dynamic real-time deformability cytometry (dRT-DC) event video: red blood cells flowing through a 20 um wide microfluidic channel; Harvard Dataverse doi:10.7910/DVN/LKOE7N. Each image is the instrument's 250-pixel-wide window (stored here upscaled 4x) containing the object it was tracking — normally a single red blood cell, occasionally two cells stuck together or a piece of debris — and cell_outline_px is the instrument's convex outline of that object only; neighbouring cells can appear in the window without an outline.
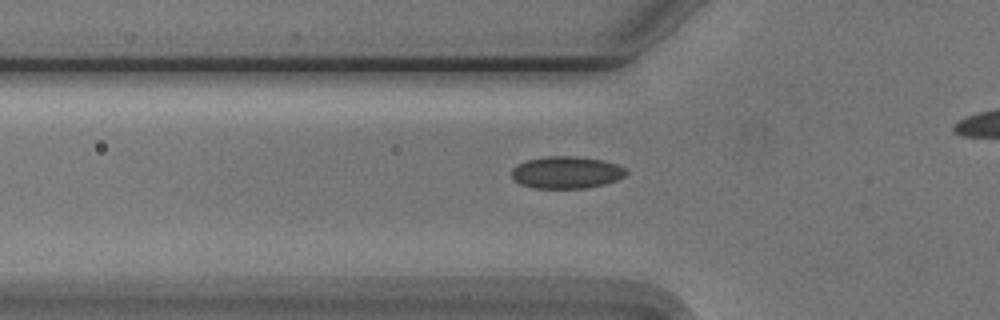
{"species": "Egyptian fruit bat (a non-hibernating species)", "species_latin": "Rousettus aegyptiacus", "temperature_condition": "cold", "stored_images_in_passage": 45, "camera_frame_rate_fps": 3000, "um_per_image_px": 0.085, "animal": {"sex": "male"}, "frame": {"image": 1, "passage_image": 18, "time_ms": 5.667, "image_size_px": [1000, 320], "cell_outline_px": [[628, 172], [624, 176], [616, 180], [604, 184], [584, 188], [532, 188], [520, 184], [512, 176], [512, 168], [516, 164], [528, 160], [544, 156], [576, 156], [600, 160], [616, 164], [624, 168]], "centroid_in_image_um": [48.12, 14.65], "position_along_channel_um": 77.7, "area_um2": 21.33}}
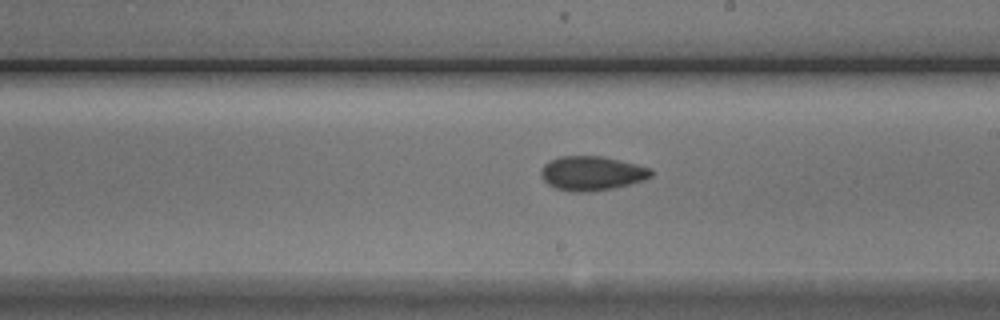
{"frame": {"image": 2, "passage_image": 31, "time_ms": 10.0, "image_size_px": [1000, 320], "cell_outline_px": [[652, 176], [644, 180], [612, 188], [592, 192], [572, 192], [556, 188], [548, 184], [544, 180], [540, 172], [544, 164], [560, 156], [604, 156], [652, 168]], "centroid_in_image_um": [50.32, 14.73], "position_along_channel_um": 238.7, "area_um2": 21.96}}
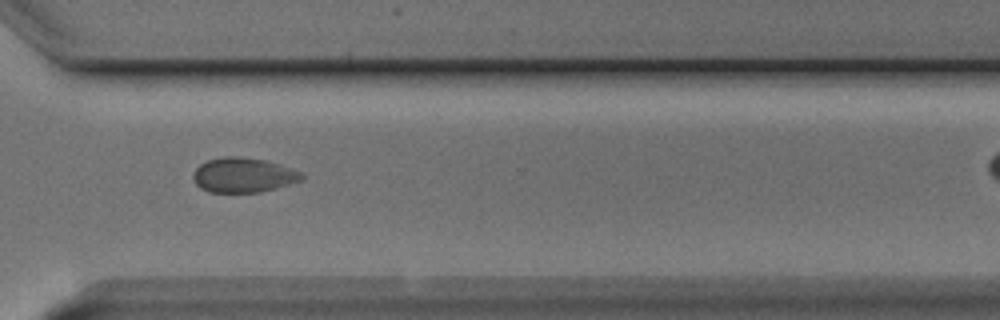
{"frame": {"image": 3, "passage_image": 40, "time_ms": 13.0, "image_size_px": [1000, 320], "cell_outline_px": [[304, 176], [300, 180], [288, 184], [260, 192], [208, 192], [200, 188], [196, 184], [192, 176], [192, 172], [200, 164], [208, 160], [224, 156], [236, 156], [264, 160], [292, 168], [300, 172]], "centroid_in_image_um": [20.63, 14.88], "position_along_channel_um": 350.0, "area_um2": 21.79}}